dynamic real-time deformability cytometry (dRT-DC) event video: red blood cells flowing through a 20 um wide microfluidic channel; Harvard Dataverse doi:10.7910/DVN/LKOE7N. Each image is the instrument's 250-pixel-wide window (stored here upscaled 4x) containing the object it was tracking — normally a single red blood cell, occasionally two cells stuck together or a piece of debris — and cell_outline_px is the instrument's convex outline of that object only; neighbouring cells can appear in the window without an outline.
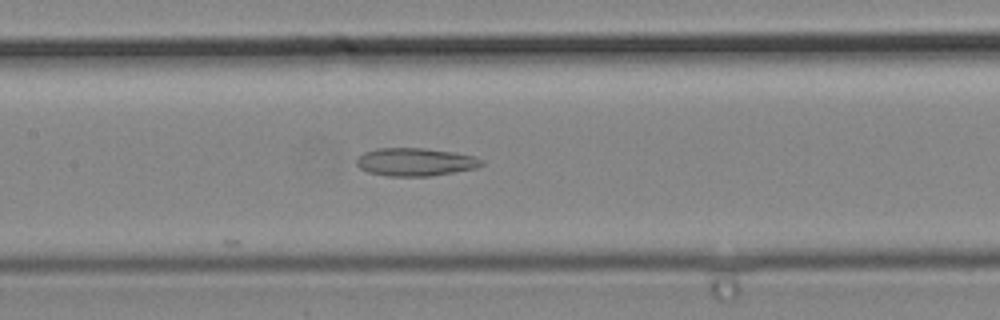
{"species": "common noctule bat (a hibernating species)", "species_latin": "Nyctalus noctula", "temperature_condition": "cold", "stored_images_in_passage": 12, "camera_frame_rate_fps": 3000, "um_per_image_px": 0.085, "animal": {"sex": "male", "body_mass_g": 19.2, "forearm_length_mm": 51.8}, "frame": {"image": 1, "passage_image": 12, "time_ms": 3.667, "image_size_px": [1000, 320], "cell_outline_px": [[484, 164], [476, 168], [428, 176], [388, 176], [368, 172], [360, 168], [356, 164], [356, 160], [364, 152], [376, 148], [424, 148], [452, 152], [472, 156], [484, 160]], "centroid_in_image_um": [35.28, 13.76], "position_along_channel_um": 172.1, "area_um2": 20.23}}